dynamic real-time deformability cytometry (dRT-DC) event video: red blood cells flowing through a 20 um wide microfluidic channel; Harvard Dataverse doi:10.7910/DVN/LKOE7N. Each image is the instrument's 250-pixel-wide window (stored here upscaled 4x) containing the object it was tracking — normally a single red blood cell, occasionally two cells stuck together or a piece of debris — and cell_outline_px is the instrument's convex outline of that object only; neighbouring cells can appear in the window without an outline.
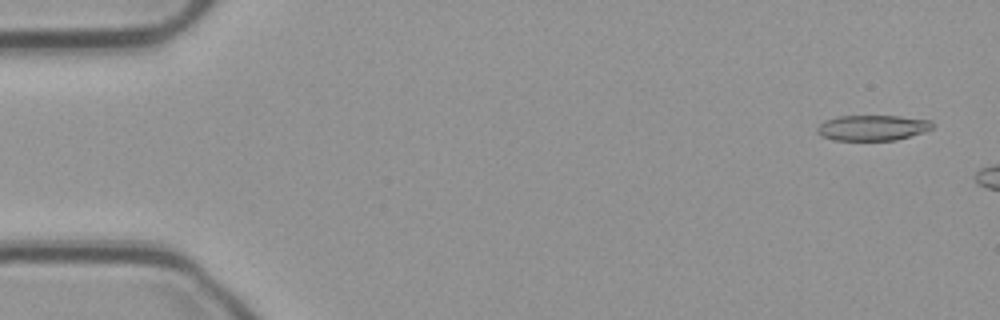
{"species": "common noctule bat (a hibernating species)", "species_latin": "Nyctalus noctula", "temperature_condition": "cold", "stored_images_in_passage": 16, "camera_frame_rate_fps": 3000, "um_per_image_px": 0.085, "animal": {"sex": "male", "body_mass_g": 23.1, "forearm_length_mm": 52.7}, "frame": {"image": 1, "passage_image": 3, "time_ms": 0.667, "image_size_px": [1000, 320], "cell_outline_px": [[932, 128], [896, 140], [832, 140], [820, 136], [816, 132], [816, 128], [824, 120], [840, 116], [900, 116], [932, 120]], "centroid_in_image_um": [74.09, 10.86], "position_along_channel_um": 10.9, "area_um2": 17.05}}